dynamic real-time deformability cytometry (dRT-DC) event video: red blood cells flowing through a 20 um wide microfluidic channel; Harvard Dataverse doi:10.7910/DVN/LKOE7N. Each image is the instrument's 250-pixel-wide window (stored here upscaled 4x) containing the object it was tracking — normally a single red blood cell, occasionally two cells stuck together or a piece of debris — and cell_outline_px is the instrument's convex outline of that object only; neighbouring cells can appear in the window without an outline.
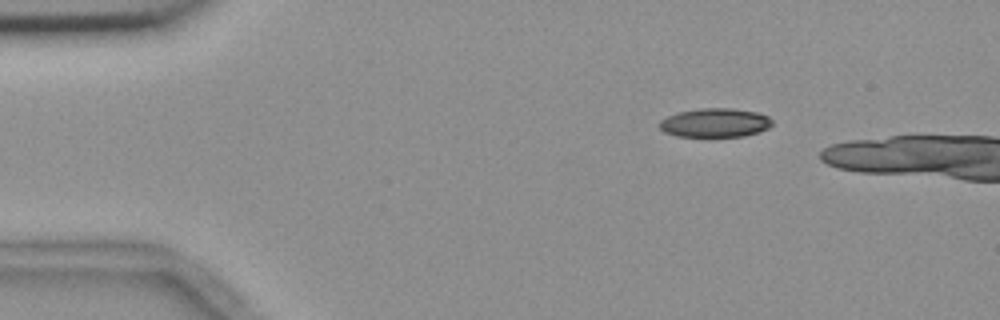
{"species": "common noctule bat (a hibernating species)", "species_latin": "Nyctalus noctula", "temperature_condition": "room temperature", "stored_images_in_passage": 5, "camera_frame_rate_fps": 3000, "um_per_image_px": 0.085, "animal": {"sex": "female", "body_mass_g": 18.4}, "frame": {"image": 1, "passage_image": 1, "time_ms": 0.0, "image_size_px": [1000, 320], "cell_outline_px": [[772, 124], [768, 128], [760, 132], [744, 136], [676, 136], [664, 132], [660, 128], [660, 120], [668, 116], [680, 112], [700, 108], [732, 108], [756, 112], [768, 116], [772, 120]], "centroid_in_image_um": [60.8, 10.43], "position_along_channel_um": 24.2, "area_um2": 18.9}}